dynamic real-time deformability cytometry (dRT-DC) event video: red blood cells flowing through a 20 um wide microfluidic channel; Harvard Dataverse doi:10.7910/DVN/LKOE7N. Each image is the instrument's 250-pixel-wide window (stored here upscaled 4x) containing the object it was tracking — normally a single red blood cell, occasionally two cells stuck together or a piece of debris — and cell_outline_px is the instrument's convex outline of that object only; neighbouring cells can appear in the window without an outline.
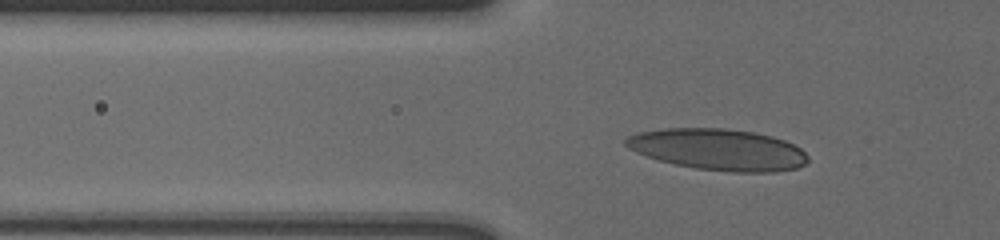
{"species": "human", "species_latin": "Homo sapiens", "temperature_condition": "cold", "stored_images_in_passage": 48, "camera_frame_rate_fps": 3000, "um_per_image_px": 0.085, "donor": {"sex": "male"}, "frame": {"image": 1, "passage_image": 12, "time_ms": 3.667, "image_size_px": [1000, 240], "cell_outline_px": [[808, 160], [804, 164], [796, 168], [776, 172], [728, 172], [696, 168], [676, 164], [660, 160], [636, 152], [628, 148], [624, 144], [624, 140], [628, 136], [640, 132], [668, 128], [724, 128], [752, 132], [772, 136], [784, 140], [800, 148], [808, 156]], "centroid_in_image_um": [61.06, 12.71], "position_along_channel_um": 64.7, "area_um2": 43.7}}
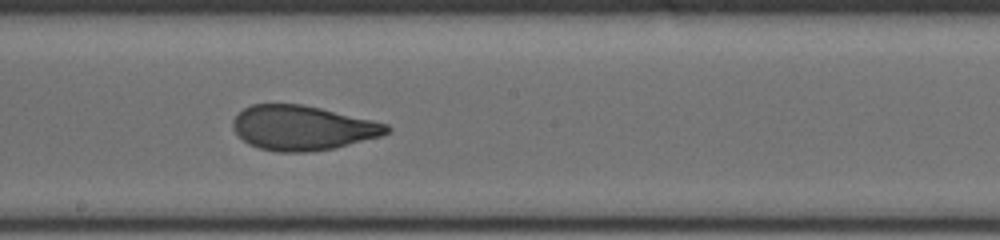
{"frame": {"image": 2, "passage_image": 26, "time_ms": 8.333, "image_size_px": [1000, 240], "cell_outline_px": [[392, 128], [388, 132], [380, 136], [336, 148], [312, 152], [276, 152], [260, 148], [248, 144], [232, 128], [232, 120], [244, 108], [252, 104], [300, 104], [320, 108], [372, 120], [388, 124]], "centroid_in_image_um": [25.71, 10.88], "position_along_channel_um": 222.5, "area_um2": 39.94}}
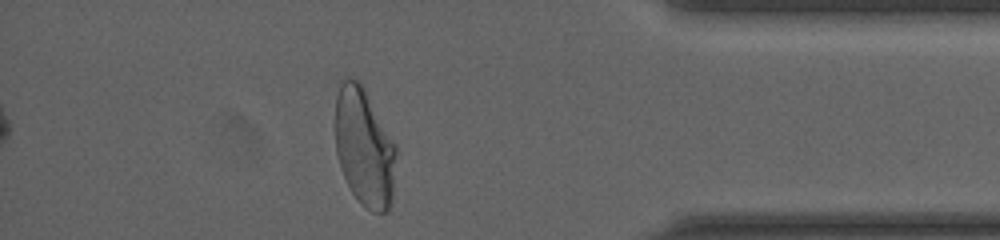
{"frame": {"image": 3, "passage_image": 43, "time_ms": 14.0, "image_size_px": [1000, 240], "cell_outline_px": [[396, 152], [392, 200], [388, 212], [372, 212], [364, 208], [360, 204], [352, 192], [340, 168], [336, 152], [336, 96], [340, 84], [344, 76], [348, 76], [356, 80], [364, 88], [396, 144]], "centroid_in_image_um": [30.97, 12.54], "position_along_channel_um": 404.2, "area_um2": 42.02}, "authors_computed_cell_mechanics": {"area_um2": 40.3444, "velocity_mm_per_s": 3.6169, "shape_relaxation_time_tau1_ms": 7.3026, "shape_relaxation_time_tau2_ms": 0.9065, "deformation_change_tau1": 0.2099, "deformation_change_tau2": 0.0617}}